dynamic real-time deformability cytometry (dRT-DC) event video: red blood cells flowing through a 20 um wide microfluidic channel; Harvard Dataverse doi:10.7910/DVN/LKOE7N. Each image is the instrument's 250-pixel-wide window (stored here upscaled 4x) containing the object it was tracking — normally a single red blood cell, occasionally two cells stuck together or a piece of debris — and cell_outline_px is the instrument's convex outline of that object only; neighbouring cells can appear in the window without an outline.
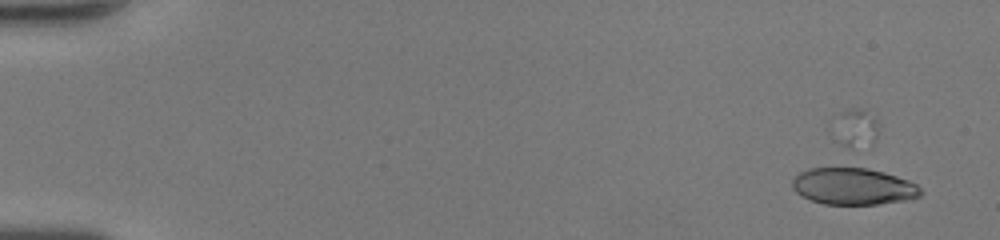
{"species": "human", "species_latin": "Homo sapiens", "temperature_condition": "room temperature", "stored_images_in_passage": 29, "segment_of_instrument_passage": [1, 2], "camera_frame_rate_fps": 3000, "um_per_image_px": 0.085, "donor": {"sex": "female"}, "frame": {"image": 1, "passage_image": 5, "time_ms": 1.333, "image_size_px": [1000, 240], "cell_outline_px": [[924, 192], [920, 196], [908, 200], [880, 204], [824, 204], [800, 196], [792, 188], [792, 180], [800, 172], [808, 168], [848, 164], [852, 164], [884, 172], [908, 180], [916, 184]], "centroid_in_image_um": [72.51, 15.79], "position_along_channel_um": 12.5, "area_um2": 28.5}}